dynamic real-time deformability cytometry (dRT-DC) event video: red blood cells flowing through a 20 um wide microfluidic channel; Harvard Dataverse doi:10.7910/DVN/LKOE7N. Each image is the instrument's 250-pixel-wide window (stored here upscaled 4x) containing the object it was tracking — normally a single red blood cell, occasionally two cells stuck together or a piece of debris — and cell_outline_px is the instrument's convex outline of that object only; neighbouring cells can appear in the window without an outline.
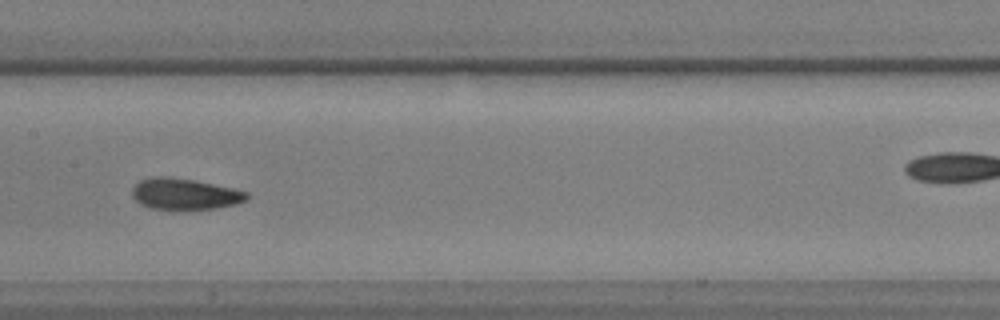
{"species": "common noctule bat (a hibernating species)", "species_latin": "Nyctalus noctula", "temperature_condition": "warm", "stored_images_in_passage": 43, "camera_frame_rate_fps": 3000, "um_per_image_px": 0.085, "animal": {"sex": "male", "body_mass_g": 17.9, "forearm_length_mm": 54.2}, "frame": {"image": 1, "passage_image": 13, "time_ms": 4.0, "image_size_px": [1000, 320], "cell_outline_px": [[248, 200], [236, 204], [216, 208], [152, 208], [140, 204], [132, 196], [132, 188], [140, 180], [152, 176], [168, 176], [192, 180], [232, 188], [248, 192]], "centroid_in_image_um": [15.69, 16.47], "position_along_channel_um": 191.7, "area_um2": 20.46}}
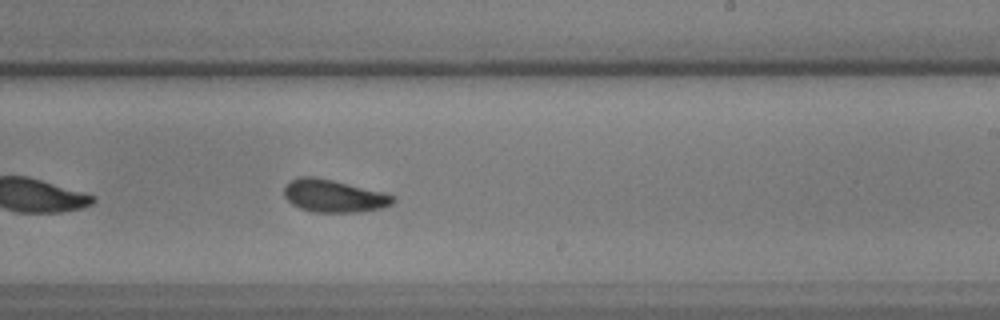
{"frame": {"image": 2, "passage_image": 19, "time_ms": 6.0, "image_size_px": [1000, 320], "cell_outline_px": [[396, 200], [392, 204], [384, 208], [360, 212], [312, 212], [300, 208], [292, 204], [284, 196], [284, 188], [288, 180], [300, 176], [312, 176], [332, 180], [384, 192], [396, 196]], "centroid_in_image_um": [28.38, 16.65], "position_along_channel_um": 260.6, "area_um2": 20.92}}
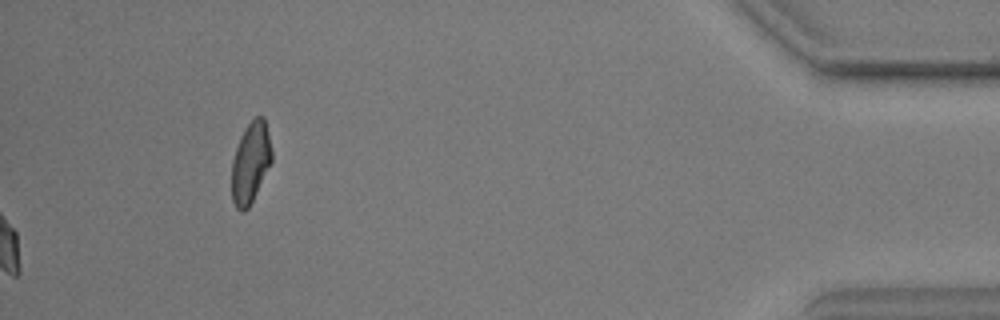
{"frame": {"image": 3, "passage_image": 43, "time_ms": 14.0, "image_size_px": [1000, 320], "cell_outline_px": [[272, 160], [248, 208], [244, 212], [240, 212], [236, 208], [232, 200], [232, 160], [240, 136], [244, 128], [256, 116], [264, 116], [272, 152]], "centroid_in_image_um": [21.28, 13.82], "position_along_channel_um": 413.9, "area_um2": 18.67}}